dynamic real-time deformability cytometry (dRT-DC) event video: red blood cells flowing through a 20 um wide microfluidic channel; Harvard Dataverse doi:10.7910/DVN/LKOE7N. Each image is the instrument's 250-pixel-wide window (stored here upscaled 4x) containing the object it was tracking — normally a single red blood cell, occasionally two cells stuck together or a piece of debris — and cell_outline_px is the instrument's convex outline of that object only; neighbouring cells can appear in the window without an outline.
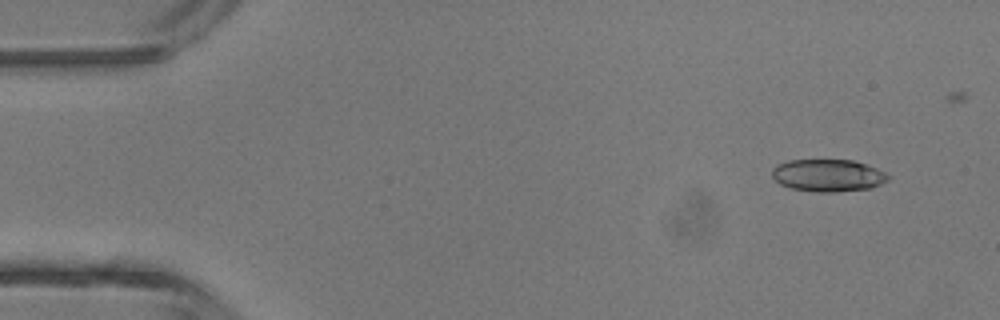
{"species": "common noctule bat (a hibernating species)", "species_latin": "Nyctalus noctula", "temperature_condition": "room temperature", "stored_images_in_passage": 4, "camera_frame_rate_fps": 3000, "um_per_image_px": 0.085, "animal": {"sex": "male", "body_mass_g": 13.3}, "frame": {"image": 1, "passage_image": 1, "time_ms": 0.0, "image_size_px": [1000, 320], "cell_outline_px": [[892, 176], [888, 180], [872, 188], [836, 192], [816, 192], [792, 188], [780, 184], [772, 176], [772, 168], [776, 164], [788, 160], [852, 160], [876, 168]], "centroid_in_image_um": [70.38, 14.91], "position_along_channel_um": 14.6, "area_um2": 21.91}}